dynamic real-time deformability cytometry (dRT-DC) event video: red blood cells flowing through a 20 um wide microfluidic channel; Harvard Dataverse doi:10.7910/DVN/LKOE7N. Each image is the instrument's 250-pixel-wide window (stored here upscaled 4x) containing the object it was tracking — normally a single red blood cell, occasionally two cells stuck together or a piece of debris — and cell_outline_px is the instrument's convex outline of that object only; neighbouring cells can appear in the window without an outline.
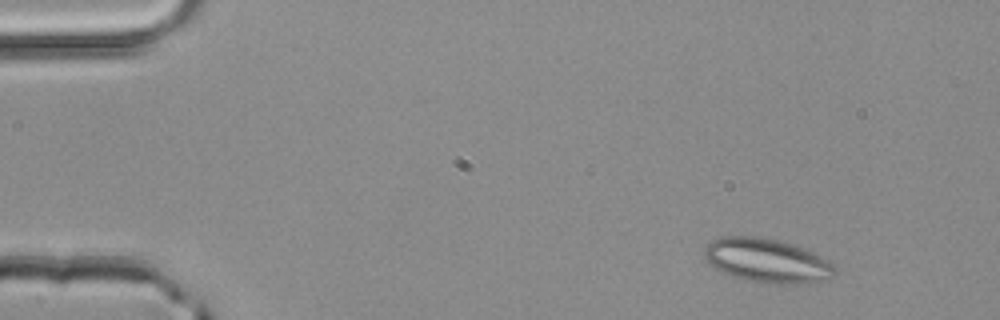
{"species": "common noctule bat (a hibernating species)", "species_latin": "Nyctalus noctula", "temperature_condition": "room temperature", "stored_images_in_passage": 2, "segment_of_instrument_passage": [2, 2], "camera_frame_rate_fps": 3000, "um_per_image_px": 0.085, "animal": {"sex": "male", "body_mass_g": 20.4}, "frame": {"image": 1, "passage_image": 2, "time_ms": 0.333, "image_size_px": [1000, 320], "cell_outline_px": [[836, 276], [828, 280], [808, 284], [764, 284], [732, 276], [716, 268], [704, 256], [704, 248], [712, 240], [720, 236], [756, 236], [796, 244], [828, 260], [836, 268]], "centroid_in_image_um": [65.26, 22.17], "position_along_channel_um": 19.7, "area_um2": 33.87}}